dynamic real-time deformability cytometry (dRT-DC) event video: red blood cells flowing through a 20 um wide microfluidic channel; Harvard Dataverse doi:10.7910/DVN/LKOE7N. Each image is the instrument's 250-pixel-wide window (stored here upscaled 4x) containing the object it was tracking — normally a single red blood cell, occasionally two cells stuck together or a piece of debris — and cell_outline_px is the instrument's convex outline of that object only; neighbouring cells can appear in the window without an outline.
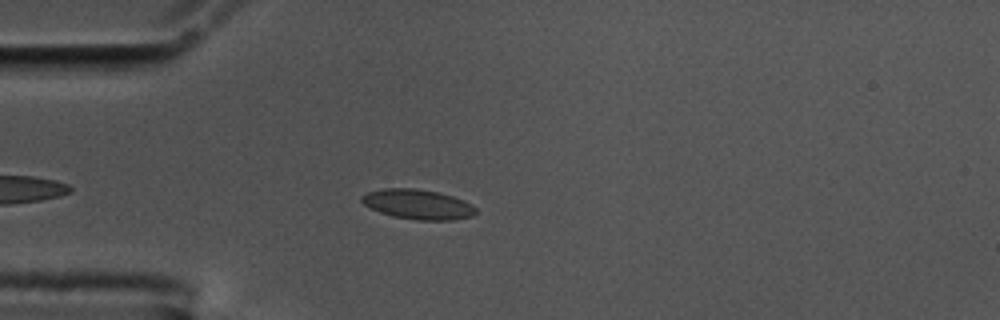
{"species": "common noctule bat (a hibernating species)", "species_latin": "Nyctalus noctula", "temperature_condition": "cold", "stored_images_in_passage": 22, "camera_frame_rate_fps": 3000, "um_per_image_px": 0.085, "animal": {"sex": "male", "body_mass_g": 17.5, "forearm_length_mm": 52.3}, "frame": {"image": 1, "passage_image": 3, "time_ms": 0.667, "image_size_px": [1000, 320], "cell_outline_px": [[476, 212], [472, 216], [452, 220], [416, 220], [392, 216], [380, 212], [364, 204], [360, 200], [360, 196], [368, 192], [384, 188], [412, 188], [440, 192], [464, 200], [472, 204], [476, 208]], "centroid_in_image_um": [35.52, 17.36], "position_along_channel_um": 49.5, "area_um2": 19.88}}
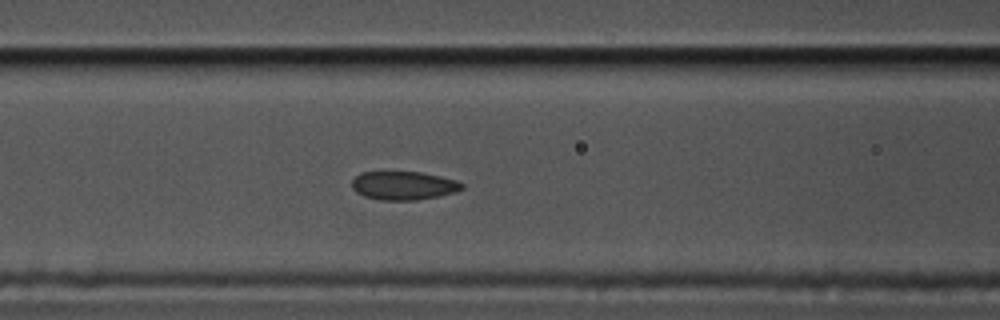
{"frame": {"image": 2, "passage_image": 11, "time_ms": 3.333, "image_size_px": [1000, 320], "cell_outline_px": [[464, 188], [456, 192], [440, 196], [416, 200], [380, 200], [364, 196], [356, 192], [352, 188], [352, 180], [360, 172], [420, 172], [440, 176], [456, 180], [464, 184]], "centroid_in_image_um": [34.31, 15.78], "position_along_channel_um": 132.3, "area_um2": 18.38}}
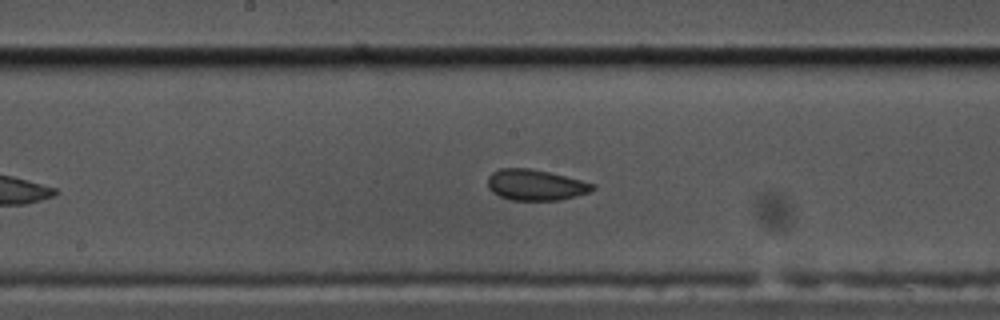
{"frame": {"image": 3, "passage_image": 17, "time_ms": 5.333, "image_size_px": [1000, 320], "cell_outline_px": [[596, 188], [588, 192], [576, 196], [560, 200], [512, 200], [500, 196], [492, 192], [488, 188], [488, 176], [492, 172], [500, 168], [532, 168], [596, 184]], "centroid_in_image_um": [45.5, 15.72], "position_along_channel_um": 202.7, "area_um2": 18.84}}